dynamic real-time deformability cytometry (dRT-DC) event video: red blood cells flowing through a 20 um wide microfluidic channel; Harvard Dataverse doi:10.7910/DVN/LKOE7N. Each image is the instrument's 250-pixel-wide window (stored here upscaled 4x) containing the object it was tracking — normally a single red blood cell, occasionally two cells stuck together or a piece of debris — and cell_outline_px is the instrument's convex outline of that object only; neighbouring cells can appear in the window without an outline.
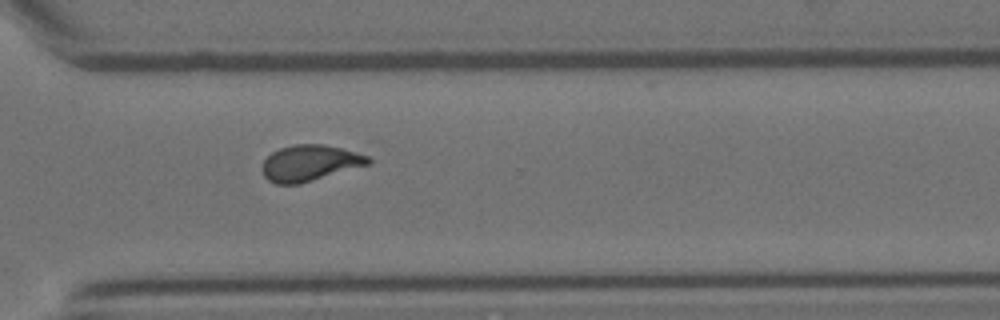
{"species": "Egyptian fruit bat (a non-hibernating species)", "species_latin": "Rousettus aegyptiacus", "temperature_condition": "room temperature", "stored_images_in_passage": 9, "camera_frame_rate_fps": 3000, "um_per_image_px": 0.085, "animal": {"sex": "female"}, "frame": {"image": 1, "passage_image": 9, "time_ms": 2.667, "image_size_px": [1000, 320], "cell_outline_px": [[372, 160], [368, 164], [300, 184], [276, 184], [268, 180], [264, 176], [260, 168], [264, 160], [272, 152], [280, 148], [296, 144], [320, 144], [340, 148], [368, 156]], "centroid_in_image_um": [26.27, 13.86], "position_along_channel_um": 344.3, "area_um2": 22.02}}